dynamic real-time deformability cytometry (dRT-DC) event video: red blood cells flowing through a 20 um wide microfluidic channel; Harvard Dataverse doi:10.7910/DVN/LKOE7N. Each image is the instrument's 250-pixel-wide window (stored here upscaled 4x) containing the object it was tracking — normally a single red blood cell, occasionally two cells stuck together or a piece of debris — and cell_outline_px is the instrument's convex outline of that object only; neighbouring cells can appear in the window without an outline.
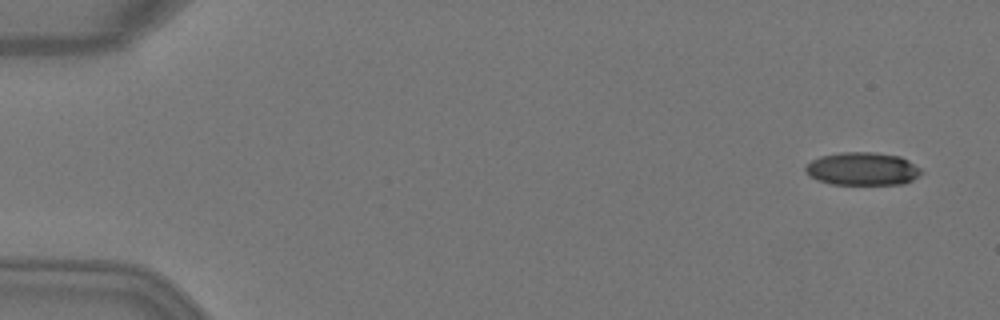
{"species": "Egyptian fruit bat (a non-hibernating species)", "species_latin": "Rousettus aegyptiacus", "temperature_condition": "warm", "stored_images_in_passage": 2, "camera_frame_rate_fps": 3000, "um_per_image_px": 0.085, "animal": {"sex": "female"}, "frame": {"image": 1, "passage_image": 2, "time_ms": 0.333, "image_size_px": [1000, 320], "cell_outline_px": [[924, 172], [912, 180], [904, 184], [832, 184], [816, 180], [808, 176], [804, 168], [812, 160], [820, 156], [840, 152], [872, 152], [900, 156], [908, 160], [920, 168]], "centroid_in_image_um": [73.3, 14.35], "position_along_channel_um": 11.7, "area_um2": 22.37}}